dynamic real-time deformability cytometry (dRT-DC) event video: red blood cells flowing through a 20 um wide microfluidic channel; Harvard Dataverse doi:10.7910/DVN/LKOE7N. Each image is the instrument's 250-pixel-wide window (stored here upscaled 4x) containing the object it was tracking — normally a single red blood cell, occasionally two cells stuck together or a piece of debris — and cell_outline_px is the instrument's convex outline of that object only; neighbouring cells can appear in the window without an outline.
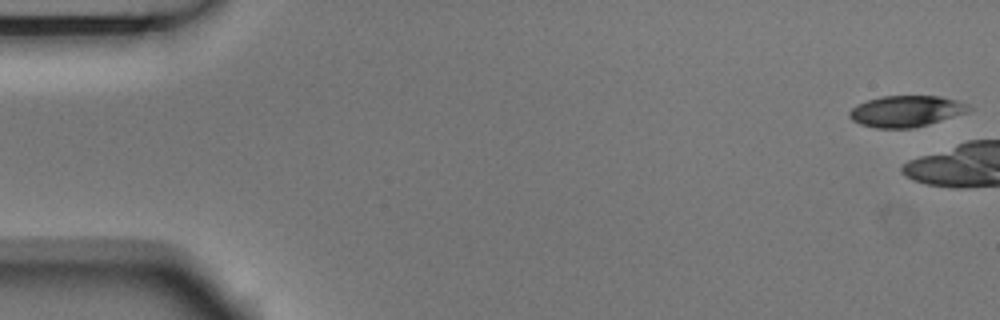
{"species": "Egyptian fruit bat (a non-hibernating species)", "species_latin": "Rousettus aegyptiacus", "temperature_condition": "room temperature", "stored_images_in_passage": 5, "camera_frame_rate_fps": 3000, "um_per_image_px": 0.085, "animal": {"sex": "male"}, "frame": {"image": 1, "passage_image": 1, "time_ms": 0.0, "image_size_px": [1000, 320], "cell_outline_px": [[972, 108], [968, 112], [928, 124], [912, 128], [876, 128], [860, 124], [852, 120], [848, 116], [848, 112], [856, 104], [880, 96], [940, 96], [956, 100], [968, 104]], "centroid_in_image_um": [77.0, 9.45], "position_along_channel_um": 8.0, "area_um2": 21.73}}